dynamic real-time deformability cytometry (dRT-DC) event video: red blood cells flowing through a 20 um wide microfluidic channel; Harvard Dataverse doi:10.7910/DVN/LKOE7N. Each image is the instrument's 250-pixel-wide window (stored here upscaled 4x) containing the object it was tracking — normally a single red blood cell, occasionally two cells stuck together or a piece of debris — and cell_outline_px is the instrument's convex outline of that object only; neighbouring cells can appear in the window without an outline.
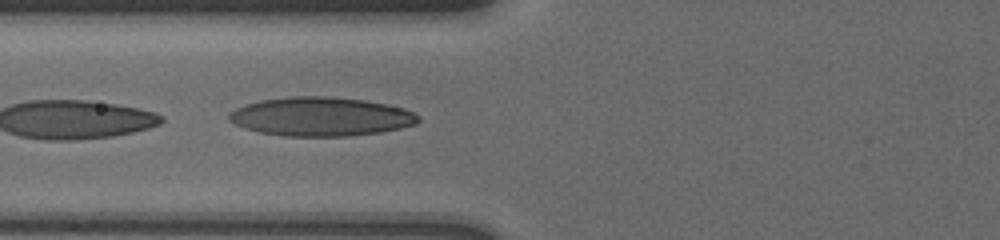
{"species": "human", "species_latin": "Homo sapiens", "temperature_condition": "cold", "stored_images_in_passage": 11, "camera_frame_rate_fps": 3000, "um_per_image_px": 0.085, "donor": {"sex": "male"}, "frame": {"image": 1, "passage_image": 7, "time_ms": 2.0, "image_size_px": [1000, 240], "cell_outline_px": [[420, 120], [416, 124], [400, 128], [380, 132], [344, 136], [284, 136], [260, 132], [244, 128], [228, 120], [228, 116], [236, 108], [260, 100], [292, 96], [324, 96], [364, 100], [404, 108], [420, 116]], "centroid_in_image_um": [27.28, 9.91], "position_along_channel_um": 98.5, "area_um2": 42.6}}